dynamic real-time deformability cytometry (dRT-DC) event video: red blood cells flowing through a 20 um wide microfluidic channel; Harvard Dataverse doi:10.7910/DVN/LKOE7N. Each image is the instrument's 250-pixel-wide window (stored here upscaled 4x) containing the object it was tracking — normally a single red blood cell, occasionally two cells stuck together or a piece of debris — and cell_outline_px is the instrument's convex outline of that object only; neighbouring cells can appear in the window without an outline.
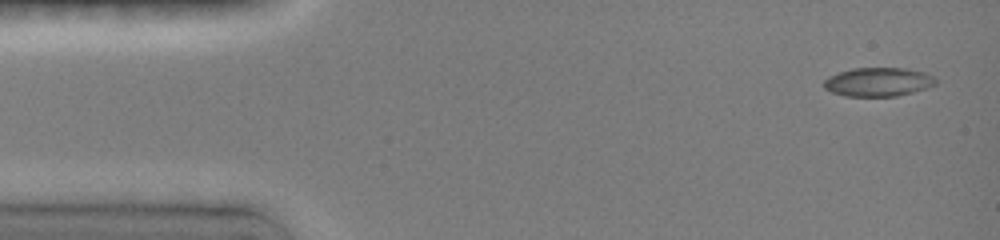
{"species": "common noctule bat (a hibernating species)", "species_latin": "Nyctalus noctula", "temperature_condition": "room temperature", "stored_images_in_passage": 9, "camera_frame_rate_fps": 3000, "um_per_image_px": 0.085, "animal": {"sex": "female", "body_mass_g": 19.0, "forearm_length_mm": 51.5}, "frame": {"image": 1, "passage_image": 1, "time_ms": 0.0, "image_size_px": [1000, 240], "cell_outline_px": [[936, 84], [912, 92], [896, 96], [844, 96], [832, 92], [824, 88], [824, 80], [828, 76], [852, 68], [908, 68], [924, 72], [932, 76], [936, 80]], "centroid_in_image_um": [74.62, 6.96], "position_along_channel_um": 10.4, "area_um2": 18.67}}
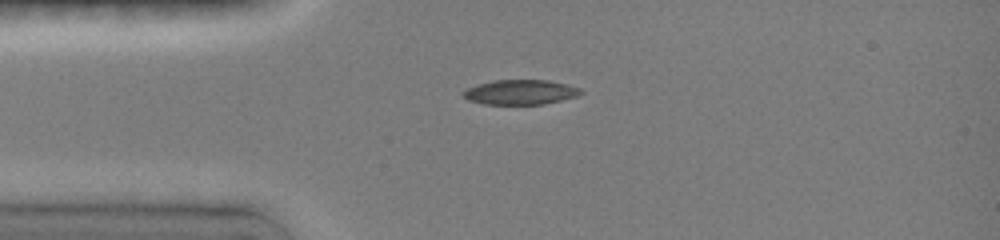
{"frame": {"image": 2, "passage_image": 8, "time_ms": 3.0, "image_size_px": [1000, 240], "cell_outline_px": [[584, 92], [576, 96], [544, 104], [484, 104], [468, 100], [460, 92], [468, 88], [480, 84], [496, 80], [548, 80], [580, 88]], "centroid_in_image_um": [44.22, 7.84], "position_along_channel_um": 40.8, "area_um2": 16.76}}